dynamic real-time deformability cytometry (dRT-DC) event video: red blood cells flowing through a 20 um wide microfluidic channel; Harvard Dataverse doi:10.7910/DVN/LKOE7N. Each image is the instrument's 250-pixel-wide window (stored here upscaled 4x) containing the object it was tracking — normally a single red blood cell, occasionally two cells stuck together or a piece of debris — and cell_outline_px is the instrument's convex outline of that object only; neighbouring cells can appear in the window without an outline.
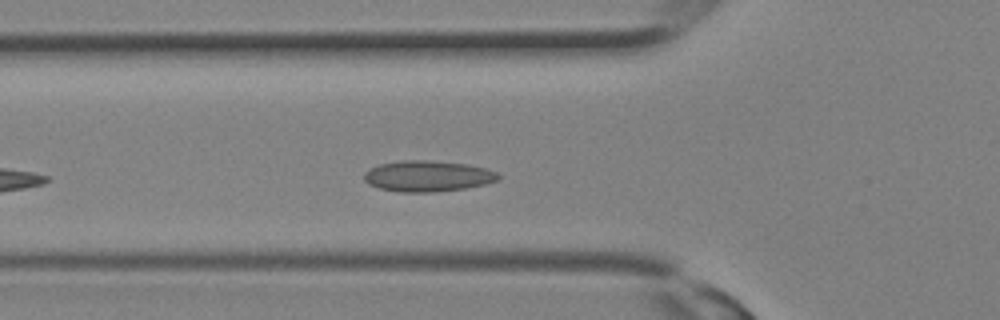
{"species": "Egyptian fruit bat (a non-hibernating species)", "species_latin": "Rousettus aegyptiacus", "temperature_condition": "room temperature", "stored_images_in_passage": 29, "camera_frame_rate_fps": 3000, "um_per_image_px": 0.085, "animal": {"sex": "female"}, "frame": {"image": 1, "passage_image": 9, "time_ms": 2.667, "image_size_px": [1000, 320], "cell_outline_px": [[500, 176], [496, 180], [484, 184], [464, 188], [436, 192], [400, 192], [380, 188], [368, 184], [364, 180], [364, 172], [368, 168], [380, 164], [400, 160], [428, 160], [464, 164], [484, 168], [496, 172]], "centroid_in_image_um": [36.28, 14.97], "position_along_channel_um": 89.5, "area_um2": 24.04}}
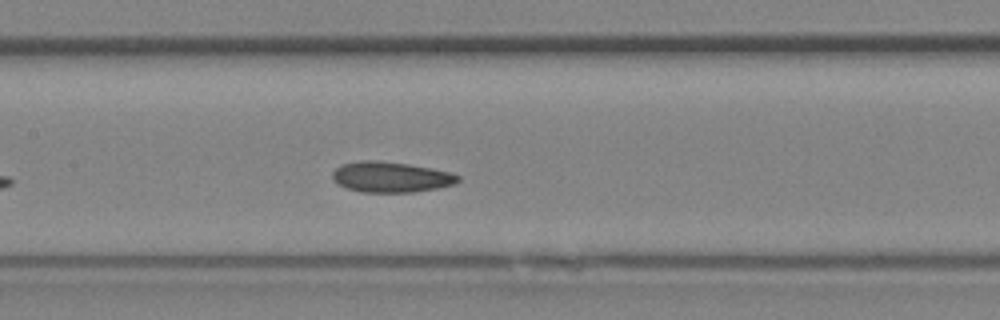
{"frame": {"image": 2, "passage_image": 13, "time_ms": 4.0, "image_size_px": [1000, 320], "cell_outline_px": [[460, 180], [456, 184], [436, 188], [412, 192], [360, 192], [348, 188], [340, 184], [332, 176], [332, 172], [340, 164], [360, 160], [376, 160], [408, 164], [432, 168], [448, 172], [460, 176]], "centroid_in_image_um": [33.23, 15.04], "position_along_channel_um": 174.2, "area_um2": 22.25}}
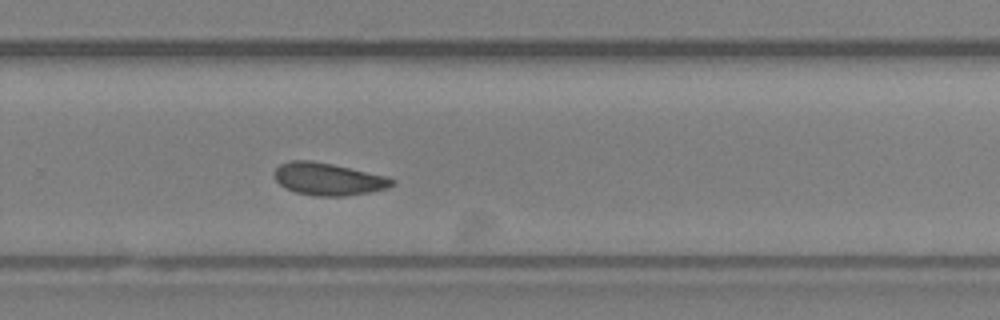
{"frame": {"image": 3, "passage_image": 19, "time_ms": 6.0, "image_size_px": [1000, 320], "cell_outline_px": [[396, 184], [388, 188], [368, 192], [344, 196], [316, 196], [296, 192], [280, 184], [276, 180], [276, 168], [280, 164], [292, 160], [312, 160], [332, 164], [388, 176], [396, 180]], "centroid_in_image_um": [27.96, 15.21], "position_along_channel_um": 301.8, "area_um2": 22.08}}